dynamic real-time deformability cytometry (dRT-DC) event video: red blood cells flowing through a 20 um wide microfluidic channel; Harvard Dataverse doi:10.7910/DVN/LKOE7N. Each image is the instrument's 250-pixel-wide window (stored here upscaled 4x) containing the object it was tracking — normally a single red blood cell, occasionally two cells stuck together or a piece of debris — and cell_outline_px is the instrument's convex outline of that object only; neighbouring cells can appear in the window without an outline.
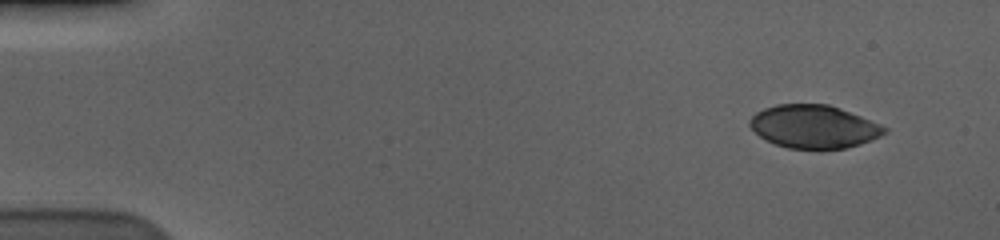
{"species": "human", "species_latin": "Homo sapiens", "temperature_condition": "cold", "stored_images_in_passage": 54, "camera_frame_rate_fps": 3000, "um_per_image_px": 0.085, "donor": {"sex": "male"}, "frame": {"image": 1, "passage_image": 1, "time_ms": 0.0, "image_size_px": [1000, 240], "cell_outline_px": [[888, 132], [872, 140], [848, 148], [788, 148], [776, 144], [760, 136], [748, 124], [748, 120], [756, 112], [764, 108], [776, 104], [828, 104], [840, 108], [860, 116], [888, 128]], "centroid_in_image_um": [69.17, 10.75], "position_along_channel_um": 15.8, "area_um2": 33.58}}
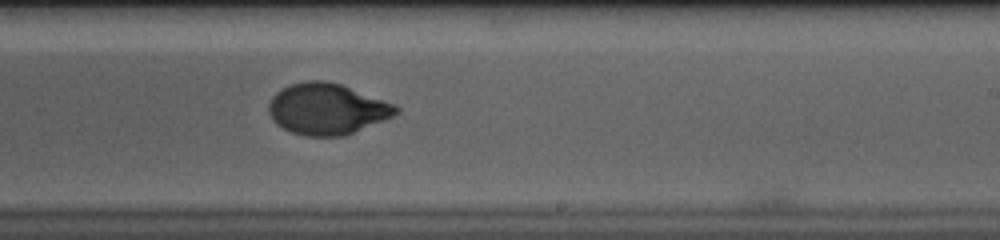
{"frame": {"image": 2, "passage_image": 32, "time_ms": 10.333, "image_size_px": [1000, 240], "cell_outline_px": [[400, 112], [392, 116], [344, 136], [308, 136], [292, 132], [276, 124], [272, 120], [268, 112], [268, 104], [272, 96], [276, 92], [292, 84], [308, 80], [324, 80], [340, 84], [396, 104], [400, 108]], "centroid_in_image_um": [27.79, 9.26], "position_along_channel_um": 261.2, "area_um2": 37.74}}
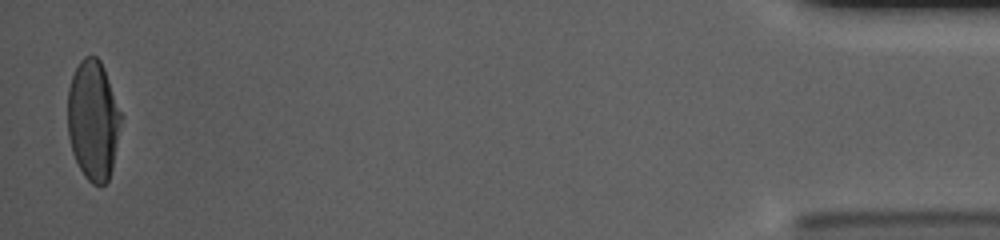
{"frame": {"image": 3, "passage_image": 53, "time_ms": 17.333, "image_size_px": [1000, 240], "cell_outline_px": [[124, 116], [112, 168], [108, 180], [104, 184], [92, 184], [84, 176], [72, 152], [68, 136], [68, 88], [72, 76], [80, 60], [84, 56], [96, 56], [100, 60], [104, 68]], "centroid_in_image_um": [7.94, 10.2], "position_along_channel_um": 427.3, "area_um2": 37.69}, "authors_computed_cell_mechanics": {"area_um2": 37.7723, "velocity_mm_per_s": 3.5966, "shape_relaxation_time_tau1_ms": 4.0602, "shape_relaxation_time_tau2_ms": null, "deformation_change_tau1": 0.1934, "deformation_change_tau2": null}}